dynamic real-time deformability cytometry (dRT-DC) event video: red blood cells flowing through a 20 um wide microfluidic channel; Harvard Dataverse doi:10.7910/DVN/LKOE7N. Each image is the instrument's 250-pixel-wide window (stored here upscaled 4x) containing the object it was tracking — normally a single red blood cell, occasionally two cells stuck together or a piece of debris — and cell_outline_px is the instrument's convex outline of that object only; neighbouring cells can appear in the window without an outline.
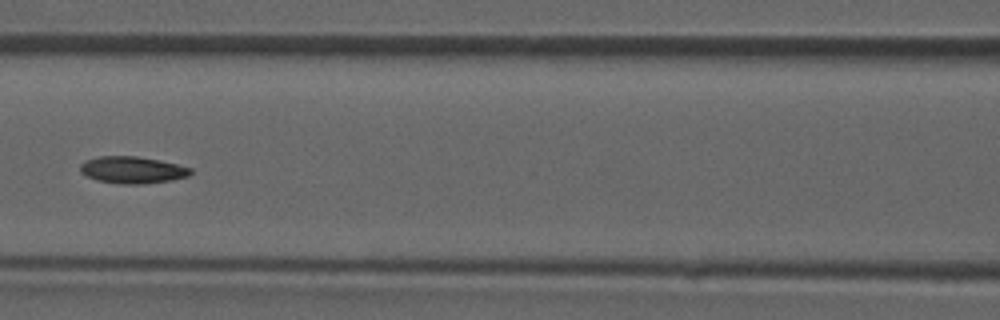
{"species": "common noctule bat (a hibernating species)", "species_latin": "Nyctalus noctula", "temperature_condition": "room temperature", "stored_images_in_passage": 49, "camera_frame_rate_fps": 3000, "um_per_image_px": 0.085, "animal": {"sex": "male", "forearm_length_mm": 52.5}, "frame": {"image": 1, "passage_image": 22, "time_ms": 7.0, "image_size_px": [1000, 320], "cell_outline_px": [[192, 172], [188, 176], [172, 180], [140, 184], [124, 184], [100, 180], [88, 176], [80, 172], [80, 164], [84, 160], [100, 156], [136, 156], [160, 160], [192, 168]], "centroid_in_image_um": [11.26, 14.43], "position_along_channel_um": 155.3, "area_um2": 17.17}}